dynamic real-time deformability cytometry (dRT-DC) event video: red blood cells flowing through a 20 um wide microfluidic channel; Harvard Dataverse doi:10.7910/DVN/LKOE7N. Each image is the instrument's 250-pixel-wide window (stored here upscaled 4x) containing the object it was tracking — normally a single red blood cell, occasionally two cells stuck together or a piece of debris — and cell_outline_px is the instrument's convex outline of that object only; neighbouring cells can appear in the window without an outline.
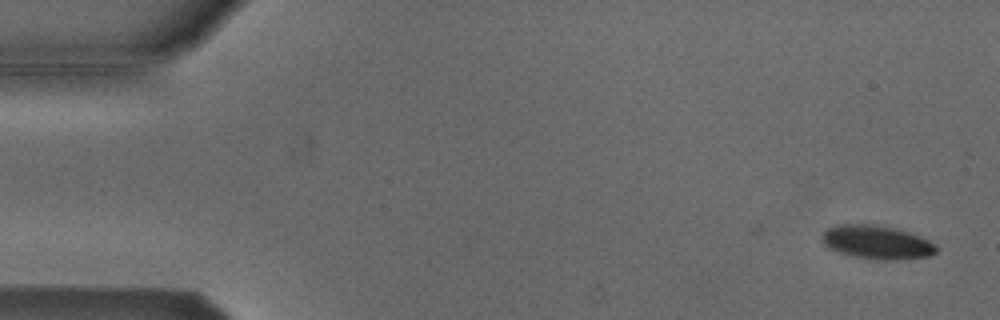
{"species": "Egyptian fruit bat (a non-hibernating species)", "species_latin": "Rousettus aegyptiacus", "temperature_condition": "cold", "stored_images_in_passage": 40, "camera_frame_rate_fps": 3000, "um_per_image_px": 0.085, "animal": {"sex": "male"}, "frame": {"image": 1, "passage_image": 1, "time_ms": 0.0, "image_size_px": [1000, 320], "cell_outline_px": [[940, 248], [936, 252], [928, 256], [896, 260], [876, 260], [852, 256], [828, 248], [820, 240], [820, 236], [828, 228], [840, 224], [872, 224], [896, 228], [920, 236], [936, 244]], "centroid_in_image_um": [74.53, 20.59], "position_along_channel_um": 10.5, "area_um2": 22.6}}
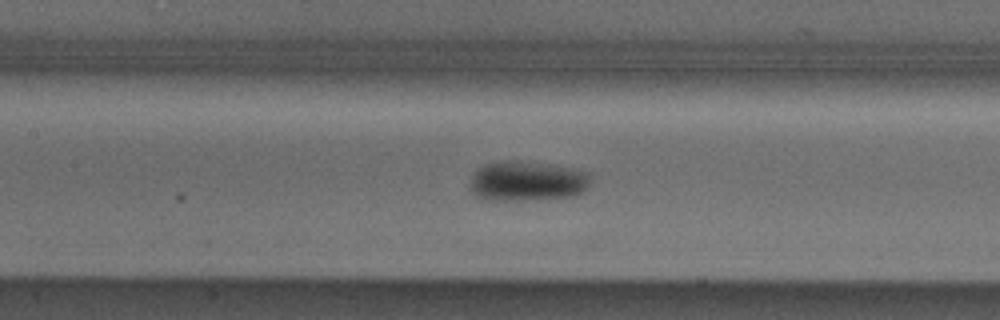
{"frame": {"image": 2, "passage_image": 23, "time_ms": 7.333, "image_size_px": [1000, 320], "cell_outline_px": [[592, 176], [588, 184], [576, 196], [520, 200], [492, 200], [476, 196], [472, 192], [472, 176], [484, 164], [508, 160], [548, 164], [588, 172]], "centroid_in_image_um": [44.82, 15.39], "position_along_channel_um": 162.6, "area_um2": 27.51}}
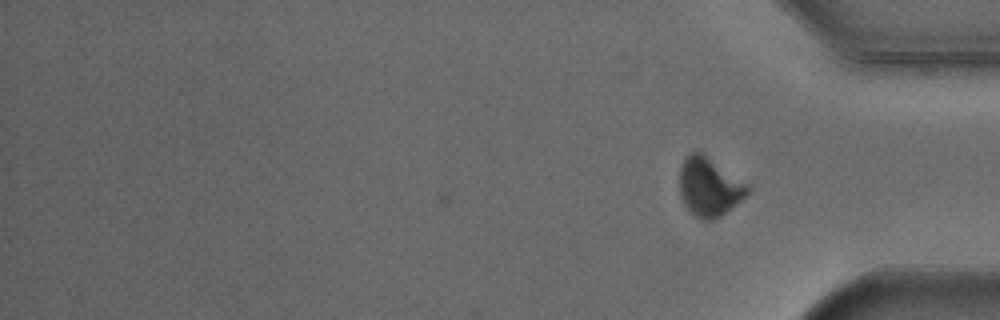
{"frame": {"image": 3, "passage_image": 40, "time_ms": 13.0, "image_size_px": [1000, 320], "cell_outline_px": [[748, 192], [736, 204], [720, 216], [712, 220], [704, 220], [696, 216], [684, 204], [680, 196], [680, 164], [684, 156], [688, 152], [700, 152], [744, 184], [748, 188]], "centroid_in_image_um": [60.19, 15.89], "position_along_channel_um": 375.0, "area_um2": 22.31}, "authors_computed_cell_mechanics": {"area_um2": 25.0563, "velocity_mm_per_s": 3.8245, "shape_relaxation_time_tau1_ms": 3.798, "shape_relaxation_time_tau2_ms": null, "deformation_change_tau1": 0.1043, "deformation_change_tau2": null}}